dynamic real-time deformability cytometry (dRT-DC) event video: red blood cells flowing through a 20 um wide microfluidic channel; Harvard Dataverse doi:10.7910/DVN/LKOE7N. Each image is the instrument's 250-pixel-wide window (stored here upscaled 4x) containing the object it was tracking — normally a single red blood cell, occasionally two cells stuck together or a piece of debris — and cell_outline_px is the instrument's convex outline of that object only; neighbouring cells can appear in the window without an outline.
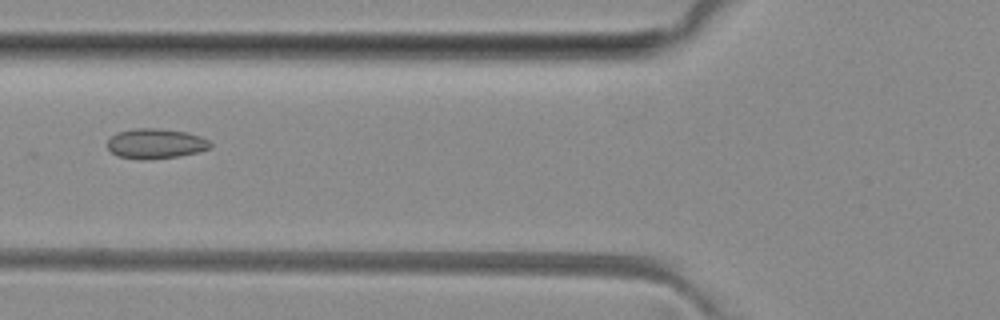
{"species": "common noctule bat (a hibernating species)", "species_latin": "Nyctalus noctula", "temperature_condition": "room temperature", "stored_images_in_passage": 3, "camera_frame_rate_fps": 3000, "um_per_image_px": 0.085, "animal": {"sex": "female", "body_mass_g": 29.2, "forearm_length_mm": 56.3}, "frame": {"image": 1, "passage_image": 2, "time_ms": 1.333, "image_size_px": [1000, 320], "cell_outline_px": [[212, 144], [208, 148], [200, 152], [180, 156], [144, 160], [140, 160], [116, 156], [108, 148], [108, 140], [116, 132], [132, 128], [156, 128], [188, 132], [200, 136], [208, 140]], "centroid_in_image_um": [13.22, 12.21], "position_along_channel_um": 112.6, "area_um2": 18.21}}
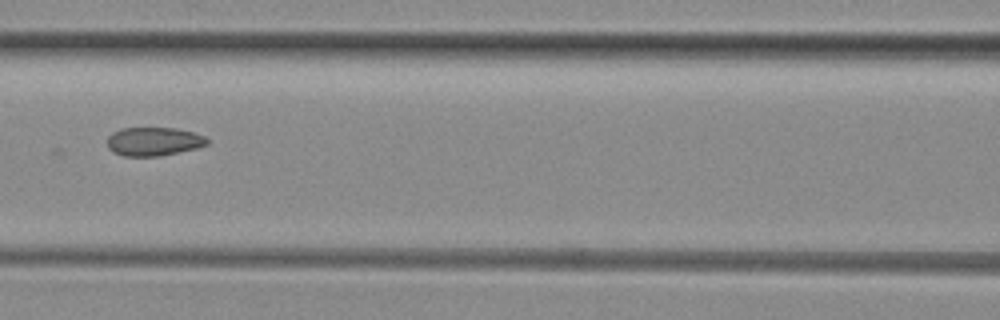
{"frame": {"image": 2, "passage_image": 3, "time_ms": 2.333, "image_size_px": [1000, 320], "cell_outline_px": [[208, 144], [196, 148], [160, 156], [124, 156], [112, 152], [108, 148], [108, 136], [112, 132], [120, 128], [176, 128], [192, 132], [204, 136], [208, 140]], "centroid_in_image_um": [13.03, 12.02], "position_along_channel_um": 153.6, "area_um2": 16.65}}